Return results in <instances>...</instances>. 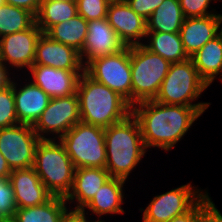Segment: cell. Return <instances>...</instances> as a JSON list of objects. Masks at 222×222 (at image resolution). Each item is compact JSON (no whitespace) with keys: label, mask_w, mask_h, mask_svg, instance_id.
I'll use <instances>...</instances> for the list:
<instances>
[{"label":"cell","mask_w":222,"mask_h":222,"mask_svg":"<svg viewBox=\"0 0 222 222\" xmlns=\"http://www.w3.org/2000/svg\"><path fill=\"white\" fill-rule=\"evenodd\" d=\"M146 150L157 147L168 151L187 134L202 113L196 107L167 105L155 100L138 102L132 106Z\"/></svg>","instance_id":"6da1fadb"},{"label":"cell","mask_w":222,"mask_h":222,"mask_svg":"<svg viewBox=\"0 0 222 222\" xmlns=\"http://www.w3.org/2000/svg\"><path fill=\"white\" fill-rule=\"evenodd\" d=\"M81 122L106 129L132 113V105L120 94L85 72L77 86Z\"/></svg>","instance_id":"7a4b0ae2"},{"label":"cell","mask_w":222,"mask_h":222,"mask_svg":"<svg viewBox=\"0 0 222 222\" xmlns=\"http://www.w3.org/2000/svg\"><path fill=\"white\" fill-rule=\"evenodd\" d=\"M106 167L111 177L127 181L139 165L146 150L138 121L131 113L124 120L104 129Z\"/></svg>","instance_id":"3957f363"},{"label":"cell","mask_w":222,"mask_h":222,"mask_svg":"<svg viewBox=\"0 0 222 222\" xmlns=\"http://www.w3.org/2000/svg\"><path fill=\"white\" fill-rule=\"evenodd\" d=\"M52 196L66 198L71 191L75 167L59 139H41L33 165Z\"/></svg>","instance_id":"277c9868"},{"label":"cell","mask_w":222,"mask_h":222,"mask_svg":"<svg viewBox=\"0 0 222 222\" xmlns=\"http://www.w3.org/2000/svg\"><path fill=\"white\" fill-rule=\"evenodd\" d=\"M208 84L199 76L191 58L183 62L171 63L163 80L156 102L167 105L196 107L202 114L210 107V102H197Z\"/></svg>","instance_id":"5b68a950"},{"label":"cell","mask_w":222,"mask_h":222,"mask_svg":"<svg viewBox=\"0 0 222 222\" xmlns=\"http://www.w3.org/2000/svg\"><path fill=\"white\" fill-rule=\"evenodd\" d=\"M170 64L143 44L130 46L132 106L138 102L155 99Z\"/></svg>","instance_id":"8992f818"},{"label":"cell","mask_w":222,"mask_h":222,"mask_svg":"<svg viewBox=\"0 0 222 222\" xmlns=\"http://www.w3.org/2000/svg\"><path fill=\"white\" fill-rule=\"evenodd\" d=\"M75 169L105 168L106 143L104 129L79 122L60 139Z\"/></svg>","instance_id":"52a82bcc"},{"label":"cell","mask_w":222,"mask_h":222,"mask_svg":"<svg viewBox=\"0 0 222 222\" xmlns=\"http://www.w3.org/2000/svg\"><path fill=\"white\" fill-rule=\"evenodd\" d=\"M84 72L93 80L120 94L132 105L130 46L119 53L91 60Z\"/></svg>","instance_id":"ba28073f"},{"label":"cell","mask_w":222,"mask_h":222,"mask_svg":"<svg viewBox=\"0 0 222 222\" xmlns=\"http://www.w3.org/2000/svg\"><path fill=\"white\" fill-rule=\"evenodd\" d=\"M192 182L156 195L143 211V222H170L189 211L207 192L193 186Z\"/></svg>","instance_id":"9c48e42d"},{"label":"cell","mask_w":222,"mask_h":222,"mask_svg":"<svg viewBox=\"0 0 222 222\" xmlns=\"http://www.w3.org/2000/svg\"><path fill=\"white\" fill-rule=\"evenodd\" d=\"M41 139L33 126L17 124L0 128V153L11 170L33 167L35 151Z\"/></svg>","instance_id":"30bf717a"},{"label":"cell","mask_w":222,"mask_h":222,"mask_svg":"<svg viewBox=\"0 0 222 222\" xmlns=\"http://www.w3.org/2000/svg\"><path fill=\"white\" fill-rule=\"evenodd\" d=\"M79 122V100L75 93L66 97L51 98L33 128L40 139H60Z\"/></svg>","instance_id":"8fae6325"},{"label":"cell","mask_w":222,"mask_h":222,"mask_svg":"<svg viewBox=\"0 0 222 222\" xmlns=\"http://www.w3.org/2000/svg\"><path fill=\"white\" fill-rule=\"evenodd\" d=\"M42 33L35 22L26 30L1 37L0 61L9 71L14 67L18 72L22 69L29 72L27 70L34 64L36 44Z\"/></svg>","instance_id":"7c38bea8"},{"label":"cell","mask_w":222,"mask_h":222,"mask_svg":"<svg viewBox=\"0 0 222 222\" xmlns=\"http://www.w3.org/2000/svg\"><path fill=\"white\" fill-rule=\"evenodd\" d=\"M127 46L107 18L88 21L86 40L80 53L84 67L98 57L119 53Z\"/></svg>","instance_id":"4fadbf2b"},{"label":"cell","mask_w":222,"mask_h":222,"mask_svg":"<svg viewBox=\"0 0 222 222\" xmlns=\"http://www.w3.org/2000/svg\"><path fill=\"white\" fill-rule=\"evenodd\" d=\"M107 20L126 46L140 45L145 41L146 20L131 9L125 0L110 1Z\"/></svg>","instance_id":"5bb4252c"},{"label":"cell","mask_w":222,"mask_h":222,"mask_svg":"<svg viewBox=\"0 0 222 222\" xmlns=\"http://www.w3.org/2000/svg\"><path fill=\"white\" fill-rule=\"evenodd\" d=\"M31 80L51 98L66 97L76 93L78 82L84 71H68L46 65L33 64L30 69Z\"/></svg>","instance_id":"9a60e30c"},{"label":"cell","mask_w":222,"mask_h":222,"mask_svg":"<svg viewBox=\"0 0 222 222\" xmlns=\"http://www.w3.org/2000/svg\"><path fill=\"white\" fill-rule=\"evenodd\" d=\"M34 64L68 71H84L80 52L75 48L52 40L42 33L36 44Z\"/></svg>","instance_id":"2e32d148"},{"label":"cell","mask_w":222,"mask_h":222,"mask_svg":"<svg viewBox=\"0 0 222 222\" xmlns=\"http://www.w3.org/2000/svg\"><path fill=\"white\" fill-rule=\"evenodd\" d=\"M25 80L26 82L22 85V81L19 84L13 78L15 110L20 124L34 126L48 106L51 97L29 78H25Z\"/></svg>","instance_id":"e0dca14e"},{"label":"cell","mask_w":222,"mask_h":222,"mask_svg":"<svg viewBox=\"0 0 222 222\" xmlns=\"http://www.w3.org/2000/svg\"><path fill=\"white\" fill-rule=\"evenodd\" d=\"M9 180L17 208L42 205L52 197L33 167L12 170Z\"/></svg>","instance_id":"ac0fdd59"},{"label":"cell","mask_w":222,"mask_h":222,"mask_svg":"<svg viewBox=\"0 0 222 222\" xmlns=\"http://www.w3.org/2000/svg\"><path fill=\"white\" fill-rule=\"evenodd\" d=\"M111 178L105 168H77L71 191L65 198L69 206L75 204L74 210H82L94 197L96 191Z\"/></svg>","instance_id":"d6986e66"},{"label":"cell","mask_w":222,"mask_h":222,"mask_svg":"<svg viewBox=\"0 0 222 222\" xmlns=\"http://www.w3.org/2000/svg\"><path fill=\"white\" fill-rule=\"evenodd\" d=\"M184 50L191 58L204 44L219 34L216 14L205 17H187L179 31Z\"/></svg>","instance_id":"ffe728a7"},{"label":"cell","mask_w":222,"mask_h":222,"mask_svg":"<svg viewBox=\"0 0 222 222\" xmlns=\"http://www.w3.org/2000/svg\"><path fill=\"white\" fill-rule=\"evenodd\" d=\"M126 180L116 177H111L103 186L96 191L94 197L90 202L82 209L86 212L88 209L92 212L91 216L96 215L97 218H102L103 215H120L125 213L121 206L124 201V184Z\"/></svg>","instance_id":"44dd1931"},{"label":"cell","mask_w":222,"mask_h":222,"mask_svg":"<svg viewBox=\"0 0 222 222\" xmlns=\"http://www.w3.org/2000/svg\"><path fill=\"white\" fill-rule=\"evenodd\" d=\"M199 76L208 84H212L219 75L222 80V34L204 44L192 57Z\"/></svg>","instance_id":"7402d4cb"},{"label":"cell","mask_w":222,"mask_h":222,"mask_svg":"<svg viewBox=\"0 0 222 222\" xmlns=\"http://www.w3.org/2000/svg\"><path fill=\"white\" fill-rule=\"evenodd\" d=\"M143 45L169 63L183 62L189 59L179 32H147Z\"/></svg>","instance_id":"603a6c76"},{"label":"cell","mask_w":222,"mask_h":222,"mask_svg":"<svg viewBox=\"0 0 222 222\" xmlns=\"http://www.w3.org/2000/svg\"><path fill=\"white\" fill-rule=\"evenodd\" d=\"M65 198L52 196L42 205L17 208L12 220L14 222H61L69 210Z\"/></svg>","instance_id":"cb8c5ba5"},{"label":"cell","mask_w":222,"mask_h":222,"mask_svg":"<svg viewBox=\"0 0 222 222\" xmlns=\"http://www.w3.org/2000/svg\"><path fill=\"white\" fill-rule=\"evenodd\" d=\"M184 19L179 0H164L146 20L147 32H179Z\"/></svg>","instance_id":"d4e9b609"},{"label":"cell","mask_w":222,"mask_h":222,"mask_svg":"<svg viewBox=\"0 0 222 222\" xmlns=\"http://www.w3.org/2000/svg\"><path fill=\"white\" fill-rule=\"evenodd\" d=\"M88 21L79 14L52 26L45 34L52 40L75 48L82 52L86 40Z\"/></svg>","instance_id":"484cf974"},{"label":"cell","mask_w":222,"mask_h":222,"mask_svg":"<svg viewBox=\"0 0 222 222\" xmlns=\"http://www.w3.org/2000/svg\"><path fill=\"white\" fill-rule=\"evenodd\" d=\"M78 15L76 2L42 1L36 17V24L46 33L52 26L68 21Z\"/></svg>","instance_id":"4316f807"},{"label":"cell","mask_w":222,"mask_h":222,"mask_svg":"<svg viewBox=\"0 0 222 222\" xmlns=\"http://www.w3.org/2000/svg\"><path fill=\"white\" fill-rule=\"evenodd\" d=\"M35 22V15L24 8L8 4L0 6V38L26 30Z\"/></svg>","instance_id":"83f0119b"},{"label":"cell","mask_w":222,"mask_h":222,"mask_svg":"<svg viewBox=\"0 0 222 222\" xmlns=\"http://www.w3.org/2000/svg\"><path fill=\"white\" fill-rule=\"evenodd\" d=\"M13 77L15 75L7 86L0 89V128L19 124L15 110Z\"/></svg>","instance_id":"f1b7e54d"},{"label":"cell","mask_w":222,"mask_h":222,"mask_svg":"<svg viewBox=\"0 0 222 222\" xmlns=\"http://www.w3.org/2000/svg\"><path fill=\"white\" fill-rule=\"evenodd\" d=\"M78 14L87 21L107 18L110 0H77Z\"/></svg>","instance_id":"f546056e"},{"label":"cell","mask_w":222,"mask_h":222,"mask_svg":"<svg viewBox=\"0 0 222 222\" xmlns=\"http://www.w3.org/2000/svg\"><path fill=\"white\" fill-rule=\"evenodd\" d=\"M17 210L12 184L9 178L0 179V219H12Z\"/></svg>","instance_id":"4dcf8cb0"},{"label":"cell","mask_w":222,"mask_h":222,"mask_svg":"<svg viewBox=\"0 0 222 222\" xmlns=\"http://www.w3.org/2000/svg\"><path fill=\"white\" fill-rule=\"evenodd\" d=\"M212 1L216 2L219 0H179V3L185 18L205 17L217 13L216 9L208 10L210 3H213Z\"/></svg>","instance_id":"1f68e13d"},{"label":"cell","mask_w":222,"mask_h":222,"mask_svg":"<svg viewBox=\"0 0 222 222\" xmlns=\"http://www.w3.org/2000/svg\"><path fill=\"white\" fill-rule=\"evenodd\" d=\"M207 192L197 202V220L196 222H222V214L216 208L215 203Z\"/></svg>","instance_id":"d6a6232c"},{"label":"cell","mask_w":222,"mask_h":222,"mask_svg":"<svg viewBox=\"0 0 222 222\" xmlns=\"http://www.w3.org/2000/svg\"><path fill=\"white\" fill-rule=\"evenodd\" d=\"M131 9L147 20L164 0H125Z\"/></svg>","instance_id":"836d02e7"},{"label":"cell","mask_w":222,"mask_h":222,"mask_svg":"<svg viewBox=\"0 0 222 222\" xmlns=\"http://www.w3.org/2000/svg\"><path fill=\"white\" fill-rule=\"evenodd\" d=\"M41 2H42L41 0H5V4L24 8L33 13L35 16L39 11Z\"/></svg>","instance_id":"e575fe53"},{"label":"cell","mask_w":222,"mask_h":222,"mask_svg":"<svg viewBox=\"0 0 222 222\" xmlns=\"http://www.w3.org/2000/svg\"><path fill=\"white\" fill-rule=\"evenodd\" d=\"M61 222H85V212L69 209L62 217Z\"/></svg>","instance_id":"d590c367"},{"label":"cell","mask_w":222,"mask_h":222,"mask_svg":"<svg viewBox=\"0 0 222 222\" xmlns=\"http://www.w3.org/2000/svg\"><path fill=\"white\" fill-rule=\"evenodd\" d=\"M197 220V203L186 213L173 218L170 222H196Z\"/></svg>","instance_id":"8d00e7d4"},{"label":"cell","mask_w":222,"mask_h":222,"mask_svg":"<svg viewBox=\"0 0 222 222\" xmlns=\"http://www.w3.org/2000/svg\"><path fill=\"white\" fill-rule=\"evenodd\" d=\"M6 66L0 61V89H3L5 86H7L11 81V74Z\"/></svg>","instance_id":"74e56055"},{"label":"cell","mask_w":222,"mask_h":222,"mask_svg":"<svg viewBox=\"0 0 222 222\" xmlns=\"http://www.w3.org/2000/svg\"><path fill=\"white\" fill-rule=\"evenodd\" d=\"M12 170L8 166L6 159L0 153V179L1 178H9Z\"/></svg>","instance_id":"f35d334b"},{"label":"cell","mask_w":222,"mask_h":222,"mask_svg":"<svg viewBox=\"0 0 222 222\" xmlns=\"http://www.w3.org/2000/svg\"><path fill=\"white\" fill-rule=\"evenodd\" d=\"M222 1V0H219ZM217 18H218V26H219V33L222 34V14L216 13Z\"/></svg>","instance_id":"ab89813d"},{"label":"cell","mask_w":222,"mask_h":222,"mask_svg":"<svg viewBox=\"0 0 222 222\" xmlns=\"http://www.w3.org/2000/svg\"><path fill=\"white\" fill-rule=\"evenodd\" d=\"M88 213H89V211L87 210V212L85 213V222H105V220H102V219H100V218H97V219H93V220H91L92 218L90 217V220H88L87 218H89V216H87L88 215Z\"/></svg>","instance_id":"60d3db41"},{"label":"cell","mask_w":222,"mask_h":222,"mask_svg":"<svg viewBox=\"0 0 222 222\" xmlns=\"http://www.w3.org/2000/svg\"><path fill=\"white\" fill-rule=\"evenodd\" d=\"M41 1H62V2H77V0H41Z\"/></svg>","instance_id":"b9f144b4"},{"label":"cell","mask_w":222,"mask_h":222,"mask_svg":"<svg viewBox=\"0 0 222 222\" xmlns=\"http://www.w3.org/2000/svg\"><path fill=\"white\" fill-rule=\"evenodd\" d=\"M0 222H14L12 219H0Z\"/></svg>","instance_id":"7bdbcfd3"},{"label":"cell","mask_w":222,"mask_h":222,"mask_svg":"<svg viewBox=\"0 0 222 222\" xmlns=\"http://www.w3.org/2000/svg\"><path fill=\"white\" fill-rule=\"evenodd\" d=\"M5 4V0H0V6Z\"/></svg>","instance_id":"ee69618b"}]
</instances>
